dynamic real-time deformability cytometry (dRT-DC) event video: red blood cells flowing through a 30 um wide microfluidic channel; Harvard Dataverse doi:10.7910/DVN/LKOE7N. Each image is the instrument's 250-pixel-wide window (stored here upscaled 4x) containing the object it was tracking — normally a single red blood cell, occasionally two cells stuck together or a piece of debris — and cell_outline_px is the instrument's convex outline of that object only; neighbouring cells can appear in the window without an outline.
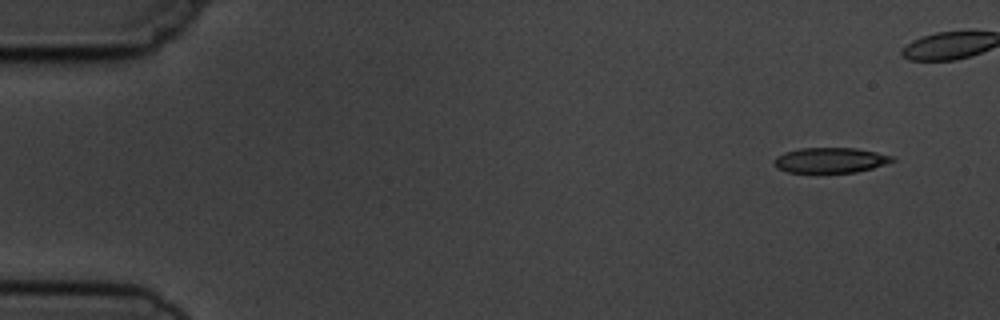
{"species": "common noctule bat (a hibernating species)", "species_latin": "Nyctalus noctula", "temperature_condition": "cold", "stored_images_in_passage": 6, "camera_frame_rate_fps": 3000, "um_per_image_px": 0.085, "animal": {"sex": "male", "body_mass_g": 19.5, "forearm_length_mm": 54.6}, "frame": {"image": 1, "passage_image": 1, "time_ms": 0.0, "image_size_px": [1000, 320], "cell_outline_px": [[896, 160], [872, 168], [856, 172], [816, 176], [788, 172], [776, 168], [772, 164], [772, 160], [776, 156], [784, 152], [800, 148], [856, 148], [876, 152], [892, 156]], "centroid_in_image_um": [70.47, 13.67], "position_along_channel_um": 14.5, "area_um2": 18.38}}
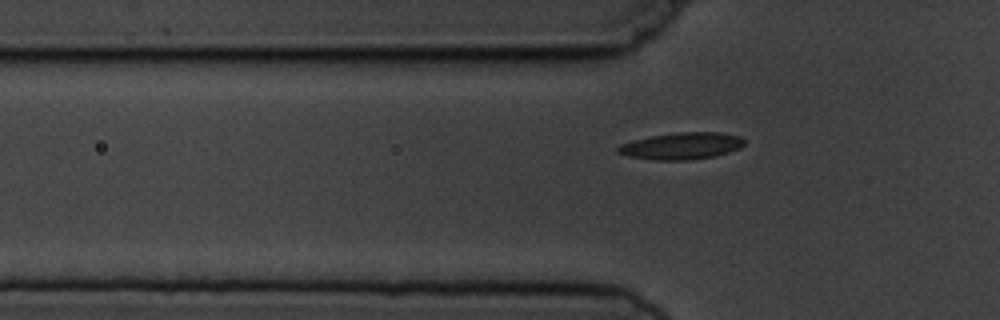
{"frame": {"image": 2, "passage_image": 6, "time_ms": 6.333, "image_size_px": [1000, 320], "cell_outline_px": [[744, 144], [740, 148], [716, 156], [688, 160], [652, 160], [628, 156], [616, 152], [616, 148], [620, 144], [652, 136], [676, 132], [720, 132], [740, 136], [744, 140]], "centroid_in_image_um": [57.94, 12.41], "position_along_channel_um": 67.9, "area_um2": 19.77}}